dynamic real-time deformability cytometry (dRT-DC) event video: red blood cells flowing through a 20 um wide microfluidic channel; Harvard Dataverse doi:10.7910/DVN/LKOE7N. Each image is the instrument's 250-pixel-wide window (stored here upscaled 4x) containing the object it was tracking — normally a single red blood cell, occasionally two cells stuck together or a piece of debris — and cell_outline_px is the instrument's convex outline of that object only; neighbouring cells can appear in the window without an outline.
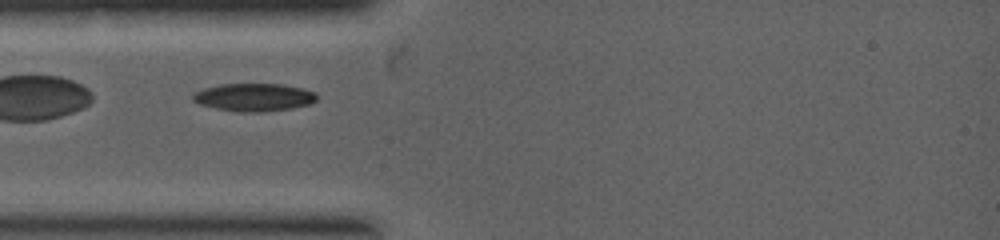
{"species": "common noctule bat (a hibernating species)", "species_latin": "Nyctalus noctula", "temperature_condition": "warm", "stored_images_in_passage": 27, "camera_frame_rate_fps": 5000, "um_per_image_px": 0.085, "animal": {"sex": "female", "body_mass_g": 19.0, "forearm_length_mm": 53.3}, "frame": {"image": 1, "passage_image": 1, "time_ms": 0.0, "image_size_px": [1000, 240], "cell_outline_px": [[316, 100], [308, 104], [292, 108], [260, 112], [240, 112], [216, 108], [200, 104], [192, 100], [192, 96], [196, 92], [204, 88], [220, 84], [284, 84], [316, 92]], "centroid_in_image_um": [21.58, 8.26], "position_along_channel_um": 63.4, "area_um2": 19.94}}
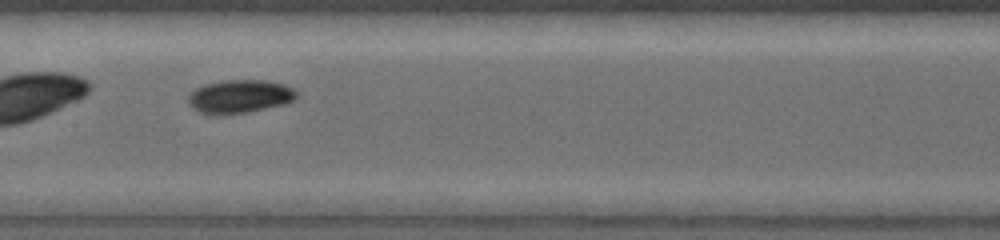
{"frame": {"image": 2, "passage_image": 10, "time_ms": 1.8, "image_size_px": [1000, 240], "cell_outline_px": [[300, 96], [296, 100], [284, 104], [244, 112], [200, 112], [192, 108], [188, 104], [188, 96], [196, 88], [204, 84], [224, 80], [264, 80], [284, 84], [292, 88]], "centroid_in_image_um": [20.42, 8.15], "position_along_channel_um": 187.0, "area_um2": 20.52}}
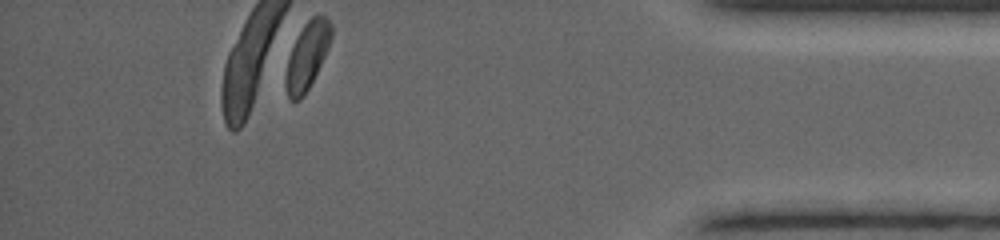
{"frame": {"image": 3, "passage_image": 27, "time_ms": 5.6, "image_size_px": [1000, 240], "cell_outline_px": [[332, 36], [328, 48], [304, 96], [300, 100], [288, 100], [284, 84], [284, 76], [288, 60], [292, 48], [304, 24], [312, 16], [320, 12], [332, 24]], "centroid_in_image_um": [26.1, 4.74], "position_along_channel_um": 409.1, "area_um2": 17.69}}